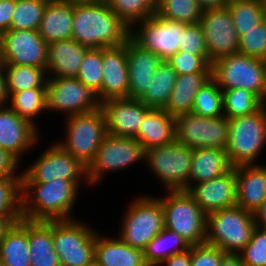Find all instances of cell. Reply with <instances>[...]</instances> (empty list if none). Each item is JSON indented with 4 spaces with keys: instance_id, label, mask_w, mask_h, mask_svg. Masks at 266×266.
I'll use <instances>...</instances> for the list:
<instances>
[{
    "instance_id": "obj_1",
    "label": "cell",
    "mask_w": 266,
    "mask_h": 266,
    "mask_svg": "<svg viewBox=\"0 0 266 266\" xmlns=\"http://www.w3.org/2000/svg\"><path fill=\"white\" fill-rule=\"evenodd\" d=\"M130 37L129 26L106 0L74 4L72 39L88 48L122 46Z\"/></svg>"
},
{
    "instance_id": "obj_2",
    "label": "cell",
    "mask_w": 266,
    "mask_h": 266,
    "mask_svg": "<svg viewBox=\"0 0 266 266\" xmlns=\"http://www.w3.org/2000/svg\"><path fill=\"white\" fill-rule=\"evenodd\" d=\"M87 183H86V182ZM88 180H57L21 183L22 218L28 220H70L80 183Z\"/></svg>"
},
{
    "instance_id": "obj_3",
    "label": "cell",
    "mask_w": 266,
    "mask_h": 266,
    "mask_svg": "<svg viewBox=\"0 0 266 266\" xmlns=\"http://www.w3.org/2000/svg\"><path fill=\"white\" fill-rule=\"evenodd\" d=\"M226 153L233 167L259 164L266 145V103L250 115L228 119Z\"/></svg>"
},
{
    "instance_id": "obj_4",
    "label": "cell",
    "mask_w": 266,
    "mask_h": 266,
    "mask_svg": "<svg viewBox=\"0 0 266 266\" xmlns=\"http://www.w3.org/2000/svg\"><path fill=\"white\" fill-rule=\"evenodd\" d=\"M254 214L236 205L207 215L206 243L224 253H239L251 240Z\"/></svg>"
},
{
    "instance_id": "obj_5",
    "label": "cell",
    "mask_w": 266,
    "mask_h": 266,
    "mask_svg": "<svg viewBox=\"0 0 266 266\" xmlns=\"http://www.w3.org/2000/svg\"><path fill=\"white\" fill-rule=\"evenodd\" d=\"M65 120L66 137L56 143L88 167L107 135L105 115L99 108L88 113L68 116Z\"/></svg>"
},
{
    "instance_id": "obj_6",
    "label": "cell",
    "mask_w": 266,
    "mask_h": 266,
    "mask_svg": "<svg viewBox=\"0 0 266 266\" xmlns=\"http://www.w3.org/2000/svg\"><path fill=\"white\" fill-rule=\"evenodd\" d=\"M212 78L222 90L246 89L266 103V61L236 53L212 63Z\"/></svg>"
},
{
    "instance_id": "obj_7",
    "label": "cell",
    "mask_w": 266,
    "mask_h": 266,
    "mask_svg": "<svg viewBox=\"0 0 266 266\" xmlns=\"http://www.w3.org/2000/svg\"><path fill=\"white\" fill-rule=\"evenodd\" d=\"M161 200L165 228L177 232L191 246L206 243L207 214L187 191H166Z\"/></svg>"
},
{
    "instance_id": "obj_8",
    "label": "cell",
    "mask_w": 266,
    "mask_h": 266,
    "mask_svg": "<svg viewBox=\"0 0 266 266\" xmlns=\"http://www.w3.org/2000/svg\"><path fill=\"white\" fill-rule=\"evenodd\" d=\"M135 198L125 211L119 238L126 244L144 249L164 228V211L158 197Z\"/></svg>"
},
{
    "instance_id": "obj_9",
    "label": "cell",
    "mask_w": 266,
    "mask_h": 266,
    "mask_svg": "<svg viewBox=\"0 0 266 266\" xmlns=\"http://www.w3.org/2000/svg\"><path fill=\"white\" fill-rule=\"evenodd\" d=\"M192 157L193 149L174 140L145 150L144 163L147 162L166 191H186L190 187Z\"/></svg>"
},
{
    "instance_id": "obj_10",
    "label": "cell",
    "mask_w": 266,
    "mask_h": 266,
    "mask_svg": "<svg viewBox=\"0 0 266 266\" xmlns=\"http://www.w3.org/2000/svg\"><path fill=\"white\" fill-rule=\"evenodd\" d=\"M98 230L78 219L53 220V244L62 266H86L94 261Z\"/></svg>"
},
{
    "instance_id": "obj_11",
    "label": "cell",
    "mask_w": 266,
    "mask_h": 266,
    "mask_svg": "<svg viewBox=\"0 0 266 266\" xmlns=\"http://www.w3.org/2000/svg\"><path fill=\"white\" fill-rule=\"evenodd\" d=\"M229 122L220 117H203L192 112L175 117V140L191 149L226 150Z\"/></svg>"
},
{
    "instance_id": "obj_12",
    "label": "cell",
    "mask_w": 266,
    "mask_h": 266,
    "mask_svg": "<svg viewBox=\"0 0 266 266\" xmlns=\"http://www.w3.org/2000/svg\"><path fill=\"white\" fill-rule=\"evenodd\" d=\"M144 159L145 150L134 137L107 134L93 161L87 167L88 184L96 185L102 180V176H105L104 173L126 169Z\"/></svg>"
},
{
    "instance_id": "obj_13",
    "label": "cell",
    "mask_w": 266,
    "mask_h": 266,
    "mask_svg": "<svg viewBox=\"0 0 266 266\" xmlns=\"http://www.w3.org/2000/svg\"><path fill=\"white\" fill-rule=\"evenodd\" d=\"M57 180H88L87 167L56 142L22 171L21 183H45Z\"/></svg>"
},
{
    "instance_id": "obj_14",
    "label": "cell",
    "mask_w": 266,
    "mask_h": 266,
    "mask_svg": "<svg viewBox=\"0 0 266 266\" xmlns=\"http://www.w3.org/2000/svg\"><path fill=\"white\" fill-rule=\"evenodd\" d=\"M98 96L76 77H48L47 111L63 112L68 117L99 109Z\"/></svg>"
},
{
    "instance_id": "obj_15",
    "label": "cell",
    "mask_w": 266,
    "mask_h": 266,
    "mask_svg": "<svg viewBox=\"0 0 266 266\" xmlns=\"http://www.w3.org/2000/svg\"><path fill=\"white\" fill-rule=\"evenodd\" d=\"M135 25L138 28H135ZM186 25L153 15L135 23L130 28V37L144 49L157 54L163 60H167L179 51L181 34Z\"/></svg>"
},
{
    "instance_id": "obj_16",
    "label": "cell",
    "mask_w": 266,
    "mask_h": 266,
    "mask_svg": "<svg viewBox=\"0 0 266 266\" xmlns=\"http://www.w3.org/2000/svg\"><path fill=\"white\" fill-rule=\"evenodd\" d=\"M3 64H16L46 69L48 43L38 30L9 29L0 34Z\"/></svg>"
},
{
    "instance_id": "obj_17",
    "label": "cell",
    "mask_w": 266,
    "mask_h": 266,
    "mask_svg": "<svg viewBox=\"0 0 266 266\" xmlns=\"http://www.w3.org/2000/svg\"><path fill=\"white\" fill-rule=\"evenodd\" d=\"M211 64L239 51V37L229 9L203 11L200 21Z\"/></svg>"
},
{
    "instance_id": "obj_18",
    "label": "cell",
    "mask_w": 266,
    "mask_h": 266,
    "mask_svg": "<svg viewBox=\"0 0 266 266\" xmlns=\"http://www.w3.org/2000/svg\"><path fill=\"white\" fill-rule=\"evenodd\" d=\"M107 134L117 137H136L146 114L152 109L139 99H110L101 103Z\"/></svg>"
},
{
    "instance_id": "obj_19",
    "label": "cell",
    "mask_w": 266,
    "mask_h": 266,
    "mask_svg": "<svg viewBox=\"0 0 266 266\" xmlns=\"http://www.w3.org/2000/svg\"><path fill=\"white\" fill-rule=\"evenodd\" d=\"M186 191L207 215L217 210L236 206L235 167L215 179L194 184Z\"/></svg>"
},
{
    "instance_id": "obj_20",
    "label": "cell",
    "mask_w": 266,
    "mask_h": 266,
    "mask_svg": "<svg viewBox=\"0 0 266 266\" xmlns=\"http://www.w3.org/2000/svg\"><path fill=\"white\" fill-rule=\"evenodd\" d=\"M39 130L21 118L8 105L0 107V148L10 152L19 161L21 156L37 145Z\"/></svg>"
},
{
    "instance_id": "obj_21",
    "label": "cell",
    "mask_w": 266,
    "mask_h": 266,
    "mask_svg": "<svg viewBox=\"0 0 266 266\" xmlns=\"http://www.w3.org/2000/svg\"><path fill=\"white\" fill-rule=\"evenodd\" d=\"M102 102L128 98L127 41L122 46L102 48Z\"/></svg>"
},
{
    "instance_id": "obj_22",
    "label": "cell",
    "mask_w": 266,
    "mask_h": 266,
    "mask_svg": "<svg viewBox=\"0 0 266 266\" xmlns=\"http://www.w3.org/2000/svg\"><path fill=\"white\" fill-rule=\"evenodd\" d=\"M129 74L128 98L140 99L148 90L152 77L163 62L157 54L144 49L131 37L127 40Z\"/></svg>"
},
{
    "instance_id": "obj_23",
    "label": "cell",
    "mask_w": 266,
    "mask_h": 266,
    "mask_svg": "<svg viewBox=\"0 0 266 266\" xmlns=\"http://www.w3.org/2000/svg\"><path fill=\"white\" fill-rule=\"evenodd\" d=\"M237 205L254 213L266 200V165L235 167Z\"/></svg>"
},
{
    "instance_id": "obj_24",
    "label": "cell",
    "mask_w": 266,
    "mask_h": 266,
    "mask_svg": "<svg viewBox=\"0 0 266 266\" xmlns=\"http://www.w3.org/2000/svg\"><path fill=\"white\" fill-rule=\"evenodd\" d=\"M89 49L74 39L49 43L46 64L48 76L77 77L85 53Z\"/></svg>"
},
{
    "instance_id": "obj_25",
    "label": "cell",
    "mask_w": 266,
    "mask_h": 266,
    "mask_svg": "<svg viewBox=\"0 0 266 266\" xmlns=\"http://www.w3.org/2000/svg\"><path fill=\"white\" fill-rule=\"evenodd\" d=\"M74 4L66 0H50L45 7L38 32L49 44L72 39Z\"/></svg>"
},
{
    "instance_id": "obj_26",
    "label": "cell",
    "mask_w": 266,
    "mask_h": 266,
    "mask_svg": "<svg viewBox=\"0 0 266 266\" xmlns=\"http://www.w3.org/2000/svg\"><path fill=\"white\" fill-rule=\"evenodd\" d=\"M94 260L100 266H146L143 250L97 232Z\"/></svg>"
},
{
    "instance_id": "obj_27",
    "label": "cell",
    "mask_w": 266,
    "mask_h": 266,
    "mask_svg": "<svg viewBox=\"0 0 266 266\" xmlns=\"http://www.w3.org/2000/svg\"><path fill=\"white\" fill-rule=\"evenodd\" d=\"M31 266H62L53 244V220H28Z\"/></svg>"
},
{
    "instance_id": "obj_28",
    "label": "cell",
    "mask_w": 266,
    "mask_h": 266,
    "mask_svg": "<svg viewBox=\"0 0 266 266\" xmlns=\"http://www.w3.org/2000/svg\"><path fill=\"white\" fill-rule=\"evenodd\" d=\"M135 139L144 150L172 143L175 140V117L164 109L152 108L143 119Z\"/></svg>"
},
{
    "instance_id": "obj_29",
    "label": "cell",
    "mask_w": 266,
    "mask_h": 266,
    "mask_svg": "<svg viewBox=\"0 0 266 266\" xmlns=\"http://www.w3.org/2000/svg\"><path fill=\"white\" fill-rule=\"evenodd\" d=\"M212 78V72H195L178 75L169 102L164 108L172 117L192 111L195 96L200 88Z\"/></svg>"
},
{
    "instance_id": "obj_30",
    "label": "cell",
    "mask_w": 266,
    "mask_h": 266,
    "mask_svg": "<svg viewBox=\"0 0 266 266\" xmlns=\"http://www.w3.org/2000/svg\"><path fill=\"white\" fill-rule=\"evenodd\" d=\"M232 167L226 150L195 148L190 171V186L215 179L227 173Z\"/></svg>"
},
{
    "instance_id": "obj_31",
    "label": "cell",
    "mask_w": 266,
    "mask_h": 266,
    "mask_svg": "<svg viewBox=\"0 0 266 266\" xmlns=\"http://www.w3.org/2000/svg\"><path fill=\"white\" fill-rule=\"evenodd\" d=\"M0 260L6 266H31L28 219L21 218L6 232L0 244Z\"/></svg>"
},
{
    "instance_id": "obj_32",
    "label": "cell",
    "mask_w": 266,
    "mask_h": 266,
    "mask_svg": "<svg viewBox=\"0 0 266 266\" xmlns=\"http://www.w3.org/2000/svg\"><path fill=\"white\" fill-rule=\"evenodd\" d=\"M2 67L8 97L27 89L47 88L48 74L44 68L16 64H2Z\"/></svg>"
},
{
    "instance_id": "obj_33",
    "label": "cell",
    "mask_w": 266,
    "mask_h": 266,
    "mask_svg": "<svg viewBox=\"0 0 266 266\" xmlns=\"http://www.w3.org/2000/svg\"><path fill=\"white\" fill-rule=\"evenodd\" d=\"M177 76L167 60H163L153 75L148 90L139 100L149 108L164 109L169 102Z\"/></svg>"
},
{
    "instance_id": "obj_34",
    "label": "cell",
    "mask_w": 266,
    "mask_h": 266,
    "mask_svg": "<svg viewBox=\"0 0 266 266\" xmlns=\"http://www.w3.org/2000/svg\"><path fill=\"white\" fill-rule=\"evenodd\" d=\"M191 245L177 232L164 228L143 249L146 264L158 266L174 254L190 249Z\"/></svg>"
},
{
    "instance_id": "obj_35",
    "label": "cell",
    "mask_w": 266,
    "mask_h": 266,
    "mask_svg": "<svg viewBox=\"0 0 266 266\" xmlns=\"http://www.w3.org/2000/svg\"><path fill=\"white\" fill-rule=\"evenodd\" d=\"M10 108L21 118L36 126L35 117L47 111V88H33L12 93L8 97Z\"/></svg>"
},
{
    "instance_id": "obj_36",
    "label": "cell",
    "mask_w": 266,
    "mask_h": 266,
    "mask_svg": "<svg viewBox=\"0 0 266 266\" xmlns=\"http://www.w3.org/2000/svg\"><path fill=\"white\" fill-rule=\"evenodd\" d=\"M203 14L198 0H157L155 15L185 24L200 23Z\"/></svg>"
},
{
    "instance_id": "obj_37",
    "label": "cell",
    "mask_w": 266,
    "mask_h": 266,
    "mask_svg": "<svg viewBox=\"0 0 266 266\" xmlns=\"http://www.w3.org/2000/svg\"><path fill=\"white\" fill-rule=\"evenodd\" d=\"M227 8L239 38L243 31L254 28L266 18V10L258 0H230Z\"/></svg>"
},
{
    "instance_id": "obj_38",
    "label": "cell",
    "mask_w": 266,
    "mask_h": 266,
    "mask_svg": "<svg viewBox=\"0 0 266 266\" xmlns=\"http://www.w3.org/2000/svg\"><path fill=\"white\" fill-rule=\"evenodd\" d=\"M224 115L228 118L250 115L265 103L249 90L234 88L222 90Z\"/></svg>"
},
{
    "instance_id": "obj_39",
    "label": "cell",
    "mask_w": 266,
    "mask_h": 266,
    "mask_svg": "<svg viewBox=\"0 0 266 266\" xmlns=\"http://www.w3.org/2000/svg\"><path fill=\"white\" fill-rule=\"evenodd\" d=\"M191 112L203 117L224 115L223 92L213 78L208 80L197 92Z\"/></svg>"
},
{
    "instance_id": "obj_40",
    "label": "cell",
    "mask_w": 266,
    "mask_h": 266,
    "mask_svg": "<svg viewBox=\"0 0 266 266\" xmlns=\"http://www.w3.org/2000/svg\"><path fill=\"white\" fill-rule=\"evenodd\" d=\"M50 0H16L10 29L38 30L45 7Z\"/></svg>"
},
{
    "instance_id": "obj_41",
    "label": "cell",
    "mask_w": 266,
    "mask_h": 266,
    "mask_svg": "<svg viewBox=\"0 0 266 266\" xmlns=\"http://www.w3.org/2000/svg\"><path fill=\"white\" fill-rule=\"evenodd\" d=\"M76 78L95 92L102 103V48H90L85 53Z\"/></svg>"
},
{
    "instance_id": "obj_42",
    "label": "cell",
    "mask_w": 266,
    "mask_h": 266,
    "mask_svg": "<svg viewBox=\"0 0 266 266\" xmlns=\"http://www.w3.org/2000/svg\"><path fill=\"white\" fill-rule=\"evenodd\" d=\"M157 0H106L110 8L131 28L155 15Z\"/></svg>"
},
{
    "instance_id": "obj_43",
    "label": "cell",
    "mask_w": 266,
    "mask_h": 266,
    "mask_svg": "<svg viewBox=\"0 0 266 266\" xmlns=\"http://www.w3.org/2000/svg\"><path fill=\"white\" fill-rule=\"evenodd\" d=\"M0 216L22 217L21 177H0Z\"/></svg>"
},
{
    "instance_id": "obj_44",
    "label": "cell",
    "mask_w": 266,
    "mask_h": 266,
    "mask_svg": "<svg viewBox=\"0 0 266 266\" xmlns=\"http://www.w3.org/2000/svg\"><path fill=\"white\" fill-rule=\"evenodd\" d=\"M238 53L266 61V18L254 28L243 31Z\"/></svg>"
},
{
    "instance_id": "obj_45",
    "label": "cell",
    "mask_w": 266,
    "mask_h": 266,
    "mask_svg": "<svg viewBox=\"0 0 266 266\" xmlns=\"http://www.w3.org/2000/svg\"><path fill=\"white\" fill-rule=\"evenodd\" d=\"M167 62L176 71L177 75L195 72H212L209 55H194L187 51L179 50Z\"/></svg>"
},
{
    "instance_id": "obj_46",
    "label": "cell",
    "mask_w": 266,
    "mask_h": 266,
    "mask_svg": "<svg viewBox=\"0 0 266 266\" xmlns=\"http://www.w3.org/2000/svg\"><path fill=\"white\" fill-rule=\"evenodd\" d=\"M239 254L246 266H266V228L256 226L250 242Z\"/></svg>"
},
{
    "instance_id": "obj_47",
    "label": "cell",
    "mask_w": 266,
    "mask_h": 266,
    "mask_svg": "<svg viewBox=\"0 0 266 266\" xmlns=\"http://www.w3.org/2000/svg\"><path fill=\"white\" fill-rule=\"evenodd\" d=\"M179 50L187 51L194 55H208L203 30L200 23L187 24L181 34Z\"/></svg>"
},
{
    "instance_id": "obj_48",
    "label": "cell",
    "mask_w": 266,
    "mask_h": 266,
    "mask_svg": "<svg viewBox=\"0 0 266 266\" xmlns=\"http://www.w3.org/2000/svg\"><path fill=\"white\" fill-rule=\"evenodd\" d=\"M225 253L217 246L203 243L191 246V266H220Z\"/></svg>"
},
{
    "instance_id": "obj_49",
    "label": "cell",
    "mask_w": 266,
    "mask_h": 266,
    "mask_svg": "<svg viewBox=\"0 0 266 266\" xmlns=\"http://www.w3.org/2000/svg\"><path fill=\"white\" fill-rule=\"evenodd\" d=\"M20 162L10 152L0 148V177H21L22 172L17 173Z\"/></svg>"
},
{
    "instance_id": "obj_50",
    "label": "cell",
    "mask_w": 266,
    "mask_h": 266,
    "mask_svg": "<svg viewBox=\"0 0 266 266\" xmlns=\"http://www.w3.org/2000/svg\"><path fill=\"white\" fill-rule=\"evenodd\" d=\"M16 0H0V34L10 29Z\"/></svg>"
},
{
    "instance_id": "obj_51",
    "label": "cell",
    "mask_w": 266,
    "mask_h": 266,
    "mask_svg": "<svg viewBox=\"0 0 266 266\" xmlns=\"http://www.w3.org/2000/svg\"><path fill=\"white\" fill-rule=\"evenodd\" d=\"M163 264L167 266H191V247L185 252L170 256L158 266H162Z\"/></svg>"
},
{
    "instance_id": "obj_52",
    "label": "cell",
    "mask_w": 266,
    "mask_h": 266,
    "mask_svg": "<svg viewBox=\"0 0 266 266\" xmlns=\"http://www.w3.org/2000/svg\"><path fill=\"white\" fill-rule=\"evenodd\" d=\"M203 11L226 8L230 0H198Z\"/></svg>"
},
{
    "instance_id": "obj_53",
    "label": "cell",
    "mask_w": 266,
    "mask_h": 266,
    "mask_svg": "<svg viewBox=\"0 0 266 266\" xmlns=\"http://www.w3.org/2000/svg\"><path fill=\"white\" fill-rule=\"evenodd\" d=\"M220 266H246L239 253H225Z\"/></svg>"
},
{
    "instance_id": "obj_54",
    "label": "cell",
    "mask_w": 266,
    "mask_h": 266,
    "mask_svg": "<svg viewBox=\"0 0 266 266\" xmlns=\"http://www.w3.org/2000/svg\"><path fill=\"white\" fill-rule=\"evenodd\" d=\"M22 217H1L0 216V244L6 232L13 226V224L19 222Z\"/></svg>"
},
{
    "instance_id": "obj_55",
    "label": "cell",
    "mask_w": 266,
    "mask_h": 266,
    "mask_svg": "<svg viewBox=\"0 0 266 266\" xmlns=\"http://www.w3.org/2000/svg\"><path fill=\"white\" fill-rule=\"evenodd\" d=\"M253 214L256 226L266 228V200Z\"/></svg>"
},
{
    "instance_id": "obj_56",
    "label": "cell",
    "mask_w": 266,
    "mask_h": 266,
    "mask_svg": "<svg viewBox=\"0 0 266 266\" xmlns=\"http://www.w3.org/2000/svg\"><path fill=\"white\" fill-rule=\"evenodd\" d=\"M5 105H9L8 95L6 92L5 75L3 72V67L0 66V107Z\"/></svg>"
},
{
    "instance_id": "obj_57",
    "label": "cell",
    "mask_w": 266,
    "mask_h": 266,
    "mask_svg": "<svg viewBox=\"0 0 266 266\" xmlns=\"http://www.w3.org/2000/svg\"><path fill=\"white\" fill-rule=\"evenodd\" d=\"M66 1H69L73 4H78V3H92V2H99V1H102V0H66Z\"/></svg>"
},
{
    "instance_id": "obj_58",
    "label": "cell",
    "mask_w": 266,
    "mask_h": 266,
    "mask_svg": "<svg viewBox=\"0 0 266 266\" xmlns=\"http://www.w3.org/2000/svg\"><path fill=\"white\" fill-rule=\"evenodd\" d=\"M266 10V0H258Z\"/></svg>"
},
{
    "instance_id": "obj_59",
    "label": "cell",
    "mask_w": 266,
    "mask_h": 266,
    "mask_svg": "<svg viewBox=\"0 0 266 266\" xmlns=\"http://www.w3.org/2000/svg\"><path fill=\"white\" fill-rule=\"evenodd\" d=\"M86 266H100L95 260Z\"/></svg>"
},
{
    "instance_id": "obj_60",
    "label": "cell",
    "mask_w": 266,
    "mask_h": 266,
    "mask_svg": "<svg viewBox=\"0 0 266 266\" xmlns=\"http://www.w3.org/2000/svg\"><path fill=\"white\" fill-rule=\"evenodd\" d=\"M3 62H2V58H1V47H0V66H2Z\"/></svg>"
},
{
    "instance_id": "obj_61",
    "label": "cell",
    "mask_w": 266,
    "mask_h": 266,
    "mask_svg": "<svg viewBox=\"0 0 266 266\" xmlns=\"http://www.w3.org/2000/svg\"><path fill=\"white\" fill-rule=\"evenodd\" d=\"M0 266H6V265L0 260Z\"/></svg>"
}]
</instances>
